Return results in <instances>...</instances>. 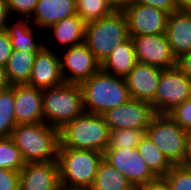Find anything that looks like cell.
<instances>
[{
    "label": "cell",
    "mask_w": 191,
    "mask_h": 190,
    "mask_svg": "<svg viewBox=\"0 0 191 190\" xmlns=\"http://www.w3.org/2000/svg\"><path fill=\"white\" fill-rule=\"evenodd\" d=\"M10 138L26 163L57 161L59 130L45 122L16 125Z\"/></svg>",
    "instance_id": "6da1fadb"
},
{
    "label": "cell",
    "mask_w": 191,
    "mask_h": 190,
    "mask_svg": "<svg viewBox=\"0 0 191 190\" xmlns=\"http://www.w3.org/2000/svg\"><path fill=\"white\" fill-rule=\"evenodd\" d=\"M146 134V129H119L110 130L107 149H133Z\"/></svg>",
    "instance_id": "83f0119b"
},
{
    "label": "cell",
    "mask_w": 191,
    "mask_h": 190,
    "mask_svg": "<svg viewBox=\"0 0 191 190\" xmlns=\"http://www.w3.org/2000/svg\"><path fill=\"white\" fill-rule=\"evenodd\" d=\"M103 159L117 168L135 189L156 178L136 148L106 149Z\"/></svg>",
    "instance_id": "7c38bea8"
},
{
    "label": "cell",
    "mask_w": 191,
    "mask_h": 190,
    "mask_svg": "<svg viewBox=\"0 0 191 190\" xmlns=\"http://www.w3.org/2000/svg\"><path fill=\"white\" fill-rule=\"evenodd\" d=\"M130 37L138 62L162 70L176 67V58L171 51L166 33Z\"/></svg>",
    "instance_id": "8fae6325"
},
{
    "label": "cell",
    "mask_w": 191,
    "mask_h": 190,
    "mask_svg": "<svg viewBox=\"0 0 191 190\" xmlns=\"http://www.w3.org/2000/svg\"><path fill=\"white\" fill-rule=\"evenodd\" d=\"M57 161L26 163L20 171L19 190H60Z\"/></svg>",
    "instance_id": "2e32d148"
},
{
    "label": "cell",
    "mask_w": 191,
    "mask_h": 190,
    "mask_svg": "<svg viewBox=\"0 0 191 190\" xmlns=\"http://www.w3.org/2000/svg\"><path fill=\"white\" fill-rule=\"evenodd\" d=\"M20 171L0 168V190H19Z\"/></svg>",
    "instance_id": "d6a6232c"
},
{
    "label": "cell",
    "mask_w": 191,
    "mask_h": 190,
    "mask_svg": "<svg viewBox=\"0 0 191 190\" xmlns=\"http://www.w3.org/2000/svg\"><path fill=\"white\" fill-rule=\"evenodd\" d=\"M86 113L103 115L131 99L124 77L100 70L80 84Z\"/></svg>",
    "instance_id": "7a4b0ae2"
},
{
    "label": "cell",
    "mask_w": 191,
    "mask_h": 190,
    "mask_svg": "<svg viewBox=\"0 0 191 190\" xmlns=\"http://www.w3.org/2000/svg\"><path fill=\"white\" fill-rule=\"evenodd\" d=\"M165 33L176 59L191 52V13L176 10L169 14Z\"/></svg>",
    "instance_id": "d6986e66"
},
{
    "label": "cell",
    "mask_w": 191,
    "mask_h": 190,
    "mask_svg": "<svg viewBox=\"0 0 191 190\" xmlns=\"http://www.w3.org/2000/svg\"><path fill=\"white\" fill-rule=\"evenodd\" d=\"M184 165L191 167V130L186 132Z\"/></svg>",
    "instance_id": "f35d334b"
},
{
    "label": "cell",
    "mask_w": 191,
    "mask_h": 190,
    "mask_svg": "<svg viewBox=\"0 0 191 190\" xmlns=\"http://www.w3.org/2000/svg\"><path fill=\"white\" fill-rule=\"evenodd\" d=\"M155 115L151 103L132 98L103 114L110 130L147 129Z\"/></svg>",
    "instance_id": "30bf717a"
},
{
    "label": "cell",
    "mask_w": 191,
    "mask_h": 190,
    "mask_svg": "<svg viewBox=\"0 0 191 190\" xmlns=\"http://www.w3.org/2000/svg\"><path fill=\"white\" fill-rule=\"evenodd\" d=\"M162 69L138 62L124 77L132 99L151 102L157 93Z\"/></svg>",
    "instance_id": "e0dca14e"
},
{
    "label": "cell",
    "mask_w": 191,
    "mask_h": 190,
    "mask_svg": "<svg viewBox=\"0 0 191 190\" xmlns=\"http://www.w3.org/2000/svg\"><path fill=\"white\" fill-rule=\"evenodd\" d=\"M110 129L103 115L84 113L59 130V148L104 152L109 144Z\"/></svg>",
    "instance_id": "3957f363"
},
{
    "label": "cell",
    "mask_w": 191,
    "mask_h": 190,
    "mask_svg": "<svg viewBox=\"0 0 191 190\" xmlns=\"http://www.w3.org/2000/svg\"><path fill=\"white\" fill-rule=\"evenodd\" d=\"M137 63L134 44L130 37L113 49L110 55L101 63V70L107 74L125 77Z\"/></svg>",
    "instance_id": "7402d4cb"
},
{
    "label": "cell",
    "mask_w": 191,
    "mask_h": 190,
    "mask_svg": "<svg viewBox=\"0 0 191 190\" xmlns=\"http://www.w3.org/2000/svg\"><path fill=\"white\" fill-rule=\"evenodd\" d=\"M38 52L13 50L5 66L11 85L28 84L35 57Z\"/></svg>",
    "instance_id": "603a6c76"
},
{
    "label": "cell",
    "mask_w": 191,
    "mask_h": 190,
    "mask_svg": "<svg viewBox=\"0 0 191 190\" xmlns=\"http://www.w3.org/2000/svg\"><path fill=\"white\" fill-rule=\"evenodd\" d=\"M42 102L44 122L58 130L85 113L80 84L64 82L61 85L43 89Z\"/></svg>",
    "instance_id": "5b68a950"
},
{
    "label": "cell",
    "mask_w": 191,
    "mask_h": 190,
    "mask_svg": "<svg viewBox=\"0 0 191 190\" xmlns=\"http://www.w3.org/2000/svg\"><path fill=\"white\" fill-rule=\"evenodd\" d=\"M53 46L54 44H49L46 40L45 46L36 55L28 85L43 90L65 82L61 73L59 54Z\"/></svg>",
    "instance_id": "5bb4252c"
},
{
    "label": "cell",
    "mask_w": 191,
    "mask_h": 190,
    "mask_svg": "<svg viewBox=\"0 0 191 190\" xmlns=\"http://www.w3.org/2000/svg\"><path fill=\"white\" fill-rule=\"evenodd\" d=\"M186 132L168 114H156L146 129V135L173 165H184Z\"/></svg>",
    "instance_id": "52a82bcc"
},
{
    "label": "cell",
    "mask_w": 191,
    "mask_h": 190,
    "mask_svg": "<svg viewBox=\"0 0 191 190\" xmlns=\"http://www.w3.org/2000/svg\"><path fill=\"white\" fill-rule=\"evenodd\" d=\"M14 116V85L0 91V138L11 137L16 126Z\"/></svg>",
    "instance_id": "484cf974"
},
{
    "label": "cell",
    "mask_w": 191,
    "mask_h": 190,
    "mask_svg": "<svg viewBox=\"0 0 191 190\" xmlns=\"http://www.w3.org/2000/svg\"><path fill=\"white\" fill-rule=\"evenodd\" d=\"M89 190H136L128 179L104 159Z\"/></svg>",
    "instance_id": "cb8c5ba5"
},
{
    "label": "cell",
    "mask_w": 191,
    "mask_h": 190,
    "mask_svg": "<svg viewBox=\"0 0 191 190\" xmlns=\"http://www.w3.org/2000/svg\"><path fill=\"white\" fill-rule=\"evenodd\" d=\"M11 19L5 0H0V32L7 31L8 21Z\"/></svg>",
    "instance_id": "74e56055"
},
{
    "label": "cell",
    "mask_w": 191,
    "mask_h": 190,
    "mask_svg": "<svg viewBox=\"0 0 191 190\" xmlns=\"http://www.w3.org/2000/svg\"><path fill=\"white\" fill-rule=\"evenodd\" d=\"M116 10L108 0H76L77 15L87 24Z\"/></svg>",
    "instance_id": "4316f807"
},
{
    "label": "cell",
    "mask_w": 191,
    "mask_h": 190,
    "mask_svg": "<svg viewBox=\"0 0 191 190\" xmlns=\"http://www.w3.org/2000/svg\"><path fill=\"white\" fill-rule=\"evenodd\" d=\"M191 97V81L177 68L164 69L155 98L150 102L156 114H168Z\"/></svg>",
    "instance_id": "ba28073f"
},
{
    "label": "cell",
    "mask_w": 191,
    "mask_h": 190,
    "mask_svg": "<svg viewBox=\"0 0 191 190\" xmlns=\"http://www.w3.org/2000/svg\"><path fill=\"white\" fill-rule=\"evenodd\" d=\"M85 26L86 23L77 15L65 18L53 25L46 31L51 32L58 46L57 51L63 50L74 45L81 44L85 41Z\"/></svg>",
    "instance_id": "44dd1931"
},
{
    "label": "cell",
    "mask_w": 191,
    "mask_h": 190,
    "mask_svg": "<svg viewBox=\"0 0 191 190\" xmlns=\"http://www.w3.org/2000/svg\"><path fill=\"white\" fill-rule=\"evenodd\" d=\"M102 160V152L59 148L57 162L61 187L90 189Z\"/></svg>",
    "instance_id": "277c9868"
},
{
    "label": "cell",
    "mask_w": 191,
    "mask_h": 190,
    "mask_svg": "<svg viewBox=\"0 0 191 190\" xmlns=\"http://www.w3.org/2000/svg\"><path fill=\"white\" fill-rule=\"evenodd\" d=\"M168 115L184 130H191V97L176 106Z\"/></svg>",
    "instance_id": "1f68e13d"
},
{
    "label": "cell",
    "mask_w": 191,
    "mask_h": 190,
    "mask_svg": "<svg viewBox=\"0 0 191 190\" xmlns=\"http://www.w3.org/2000/svg\"><path fill=\"white\" fill-rule=\"evenodd\" d=\"M122 10L127 19L129 36L166 32L169 13L150 5L133 2Z\"/></svg>",
    "instance_id": "4fadbf2b"
},
{
    "label": "cell",
    "mask_w": 191,
    "mask_h": 190,
    "mask_svg": "<svg viewBox=\"0 0 191 190\" xmlns=\"http://www.w3.org/2000/svg\"><path fill=\"white\" fill-rule=\"evenodd\" d=\"M35 29L38 28L29 19L11 18L8 21L7 32L13 50L39 52L45 46L43 41L46 39H38V31L36 32Z\"/></svg>",
    "instance_id": "ffe728a7"
},
{
    "label": "cell",
    "mask_w": 191,
    "mask_h": 190,
    "mask_svg": "<svg viewBox=\"0 0 191 190\" xmlns=\"http://www.w3.org/2000/svg\"><path fill=\"white\" fill-rule=\"evenodd\" d=\"M39 0H5L10 17L29 19ZM19 15V16H18Z\"/></svg>",
    "instance_id": "4dcf8cb0"
},
{
    "label": "cell",
    "mask_w": 191,
    "mask_h": 190,
    "mask_svg": "<svg viewBox=\"0 0 191 190\" xmlns=\"http://www.w3.org/2000/svg\"><path fill=\"white\" fill-rule=\"evenodd\" d=\"M60 190H89V189H65V188H62Z\"/></svg>",
    "instance_id": "7bdbcfd3"
},
{
    "label": "cell",
    "mask_w": 191,
    "mask_h": 190,
    "mask_svg": "<svg viewBox=\"0 0 191 190\" xmlns=\"http://www.w3.org/2000/svg\"><path fill=\"white\" fill-rule=\"evenodd\" d=\"M133 3L150 5L159 8L169 14L178 10L176 0H132Z\"/></svg>",
    "instance_id": "836d02e7"
},
{
    "label": "cell",
    "mask_w": 191,
    "mask_h": 190,
    "mask_svg": "<svg viewBox=\"0 0 191 190\" xmlns=\"http://www.w3.org/2000/svg\"><path fill=\"white\" fill-rule=\"evenodd\" d=\"M58 52L61 73L67 83L81 84L101 70V63L85 42Z\"/></svg>",
    "instance_id": "9c48e42d"
},
{
    "label": "cell",
    "mask_w": 191,
    "mask_h": 190,
    "mask_svg": "<svg viewBox=\"0 0 191 190\" xmlns=\"http://www.w3.org/2000/svg\"><path fill=\"white\" fill-rule=\"evenodd\" d=\"M25 164L14 141L10 137L0 138V168L21 171Z\"/></svg>",
    "instance_id": "f1b7e54d"
},
{
    "label": "cell",
    "mask_w": 191,
    "mask_h": 190,
    "mask_svg": "<svg viewBox=\"0 0 191 190\" xmlns=\"http://www.w3.org/2000/svg\"><path fill=\"white\" fill-rule=\"evenodd\" d=\"M136 190H171L165 177H156Z\"/></svg>",
    "instance_id": "d590c367"
},
{
    "label": "cell",
    "mask_w": 191,
    "mask_h": 190,
    "mask_svg": "<svg viewBox=\"0 0 191 190\" xmlns=\"http://www.w3.org/2000/svg\"><path fill=\"white\" fill-rule=\"evenodd\" d=\"M13 51L7 31L0 32V66L5 67Z\"/></svg>",
    "instance_id": "e575fe53"
},
{
    "label": "cell",
    "mask_w": 191,
    "mask_h": 190,
    "mask_svg": "<svg viewBox=\"0 0 191 190\" xmlns=\"http://www.w3.org/2000/svg\"><path fill=\"white\" fill-rule=\"evenodd\" d=\"M14 116L17 125L44 122L42 89L28 84L14 85Z\"/></svg>",
    "instance_id": "9a60e30c"
},
{
    "label": "cell",
    "mask_w": 191,
    "mask_h": 190,
    "mask_svg": "<svg viewBox=\"0 0 191 190\" xmlns=\"http://www.w3.org/2000/svg\"><path fill=\"white\" fill-rule=\"evenodd\" d=\"M164 177L171 190H191V167L189 166L173 165Z\"/></svg>",
    "instance_id": "f546056e"
},
{
    "label": "cell",
    "mask_w": 191,
    "mask_h": 190,
    "mask_svg": "<svg viewBox=\"0 0 191 190\" xmlns=\"http://www.w3.org/2000/svg\"><path fill=\"white\" fill-rule=\"evenodd\" d=\"M136 149L156 177H164L173 167V164L146 134Z\"/></svg>",
    "instance_id": "d4e9b609"
},
{
    "label": "cell",
    "mask_w": 191,
    "mask_h": 190,
    "mask_svg": "<svg viewBox=\"0 0 191 190\" xmlns=\"http://www.w3.org/2000/svg\"><path fill=\"white\" fill-rule=\"evenodd\" d=\"M176 67L191 81V52L177 58Z\"/></svg>",
    "instance_id": "8d00e7d4"
},
{
    "label": "cell",
    "mask_w": 191,
    "mask_h": 190,
    "mask_svg": "<svg viewBox=\"0 0 191 190\" xmlns=\"http://www.w3.org/2000/svg\"><path fill=\"white\" fill-rule=\"evenodd\" d=\"M12 85L10 84L7 73L5 71V67L0 66V91L7 90L11 87Z\"/></svg>",
    "instance_id": "ab89813d"
},
{
    "label": "cell",
    "mask_w": 191,
    "mask_h": 190,
    "mask_svg": "<svg viewBox=\"0 0 191 190\" xmlns=\"http://www.w3.org/2000/svg\"><path fill=\"white\" fill-rule=\"evenodd\" d=\"M130 38L126 16L116 9L108 16L85 26V43L96 59L102 63L115 47Z\"/></svg>",
    "instance_id": "8992f818"
},
{
    "label": "cell",
    "mask_w": 191,
    "mask_h": 190,
    "mask_svg": "<svg viewBox=\"0 0 191 190\" xmlns=\"http://www.w3.org/2000/svg\"><path fill=\"white\" fill-rule=\"evenodd\" d=\"M77 14L76 0H39L36 8L29 18L40 33L51 25Z\"/></svg>",
    "instance_id": "ac0fdd59"
},
{
    "label": "cell",
    "mask_w": 191,
    "mask_h": 190,
    "mask_svg": "<svg viewBox=\"0 0 191 190\" xmlns=\"http://www.w3.org/2000/svg\"><path fill=\"white\" fill-rule=\"evenodd\" d=\"M115 9H123L125 6L129 5L132 0H108Z\"/></svg>",
    "instance_id": "b9f144b4"
},
{
    "label": "cell",
    "mask_w": 191,
    "mask_h": 190,
    "mask_svg": "<svg viewBox=\"0 0 191 190\" xmlns=\"http://www.w3.org/2000/svg\"><path fill=\"white\" fill-rule=\"evenodd\" d=\"M178 10L191 13V0H176Z\"/></svg>",
    "instance_id": "60d3db41"
}]
</instances>
